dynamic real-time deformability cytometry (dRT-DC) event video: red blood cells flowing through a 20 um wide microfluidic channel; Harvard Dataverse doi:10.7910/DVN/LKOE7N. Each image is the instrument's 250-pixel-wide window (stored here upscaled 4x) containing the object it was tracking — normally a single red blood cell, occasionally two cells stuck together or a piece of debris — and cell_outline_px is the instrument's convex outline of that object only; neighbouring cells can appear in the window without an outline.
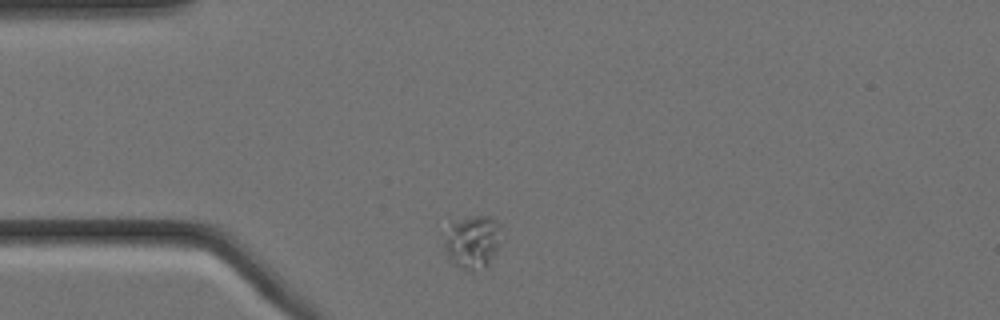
{"species": "Egyptian fruit bat (a non-hibernating species)", "species_latin": "Rousettus aegyptiacus", "temperature_condition": "cold", "stored_images_in_passage": 2, "camera_frame_rate_fps": 3000, "um_per_image_px": 0.085, "animal": {"sex": "female"}, "frame": {"image": 1, "passage_image": 1, "time_ms": 0.0, "image_size_px": [1000, 320], "cell_outline_px": [[500, 244], [496, 252], [488, 264], [472, 272], [460, 268], [452, 264], [444, 248], [444, 244], [452, 220], [472, 216], [492, 216], [500, 224]], "centroid_in_image_um": [40.17, 20.55], "position_along_channel_um": 44.8, "area_um2": 17.8}}